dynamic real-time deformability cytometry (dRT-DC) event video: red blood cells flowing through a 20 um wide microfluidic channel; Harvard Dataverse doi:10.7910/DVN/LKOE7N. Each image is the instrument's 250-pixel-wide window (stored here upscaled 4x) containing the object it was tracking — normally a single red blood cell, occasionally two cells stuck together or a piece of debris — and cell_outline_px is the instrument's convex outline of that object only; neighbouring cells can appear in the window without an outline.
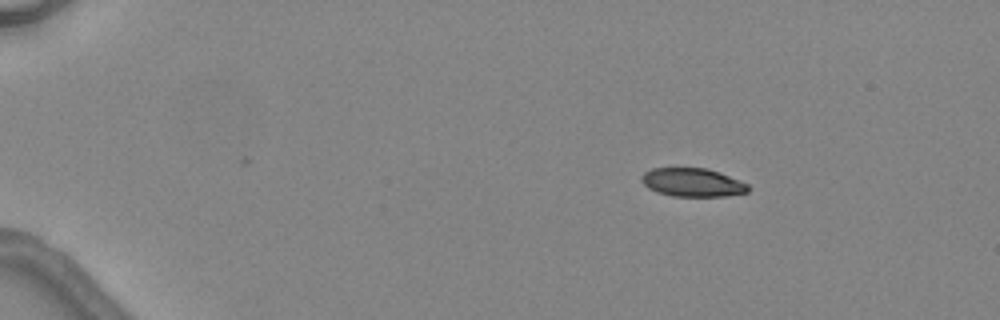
{"species": "common noctule bat (a hibernating species)", "species_latin": "Nyctalus noctula", "temperature_condition": "warm", "stored_images_in_passage": 2, "camera_frame_rate_fps": 3000, "um_per_image_px": 0.085, "animal": {"sex": "female", "body_mass_g": 24.6, "forearm_length_mm": 56.2}, "frame": {"image": 1, "passage_image": 2, "time_ms": 1.333, "image_size_px": [1000, 320], "cell_outline_px": [[748, 192], [724, 196], [672, 196], [656, 192], [648, 188], [640, 180], [640, 176], [644, 172], [652, 168], [708, 168], [720, 172], [740, 180], [748, 184]], "centroid_in_image_um": [58.84, 15.5], "position_along_channel_um": 26.2, "area_um2": 17.8}}